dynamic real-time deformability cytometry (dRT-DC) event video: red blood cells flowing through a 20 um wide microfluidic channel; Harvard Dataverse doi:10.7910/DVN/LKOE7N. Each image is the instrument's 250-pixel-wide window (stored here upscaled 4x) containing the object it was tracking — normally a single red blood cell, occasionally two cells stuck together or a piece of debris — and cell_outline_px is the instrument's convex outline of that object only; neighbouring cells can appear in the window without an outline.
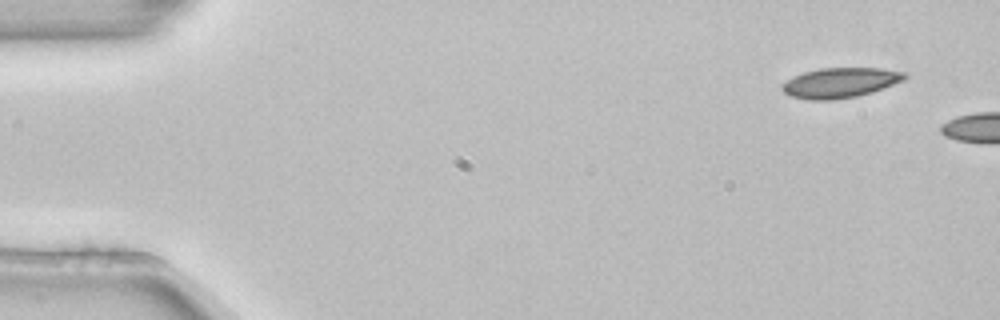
{"species": "common noctule bat (a hibernating species)", "species_latin": "Nyctalus noctula", "temperature_condition": "room temperature", "stored_images_in_passage": 2, "camera_frame_rate_fps": 3000, "um_per_image_px": 0.085, "animal": {"sex": "female", "body_mass_g": 22.7, "forearm_length_mm": 54.2}, "frame": {"image": 1, "passage_image": 1, "time_ms": 0.0, "image_size_px": [1000, 320], "cell_outline_px": [[908, 76], [904, 80], [872, 92], [856, 96], [832, 100], [808, 100], [788, 96], [784, 92], [784, 84], [792, 76], [804, 72], [820, 68], [880, 68], [904, 72]], "centroid_in_image_um": [71.42, 7.03], "position_along_channel_um": 13.6, "area_um2": 21.33}}